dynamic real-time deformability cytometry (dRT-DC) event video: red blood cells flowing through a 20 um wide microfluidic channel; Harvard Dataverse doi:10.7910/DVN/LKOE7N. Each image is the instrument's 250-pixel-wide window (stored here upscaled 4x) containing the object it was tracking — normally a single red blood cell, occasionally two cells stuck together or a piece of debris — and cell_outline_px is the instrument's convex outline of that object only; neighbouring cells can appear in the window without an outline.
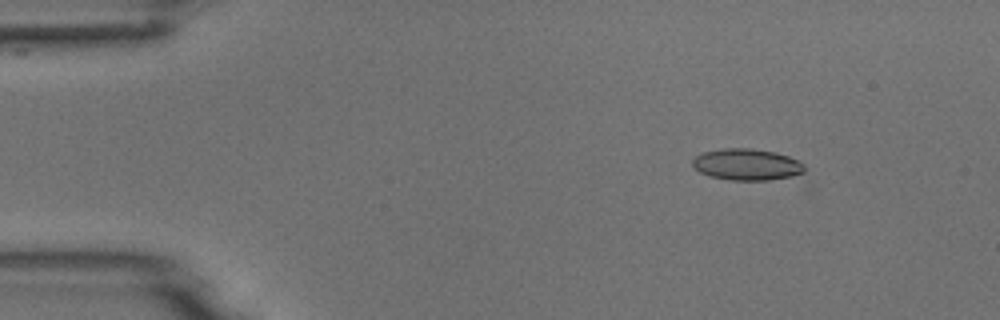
{"species": "common noctule bat (a hibernating species)", "species_latin": "Nyctalus noctula", "temperature_condition": "room temperature", "stored_images_in_passage": 5, "camera_frame_rate_fps": 3000, "um_per_image_px": 0.085, "animal": {"sex": "male", "body_mass_g": 18.8}, "frame": {"image": 1, "passage_image": 2, "time_ms": 0.333, "image_size_px": [1000, 320], "cell_outline_px": [[804, 172], [792, 176], [768, 180], [732, 180], [708, 176], [692, 168], [692, 160], [696, 156], [704, 152], [720, 148], [752, 148], [776, 152], [788, 156], [804, 164]], "centroid_in_image_um": [63.44, 13.98], "position_along_channel_um": 21.6, "area_um2": 20.63}}
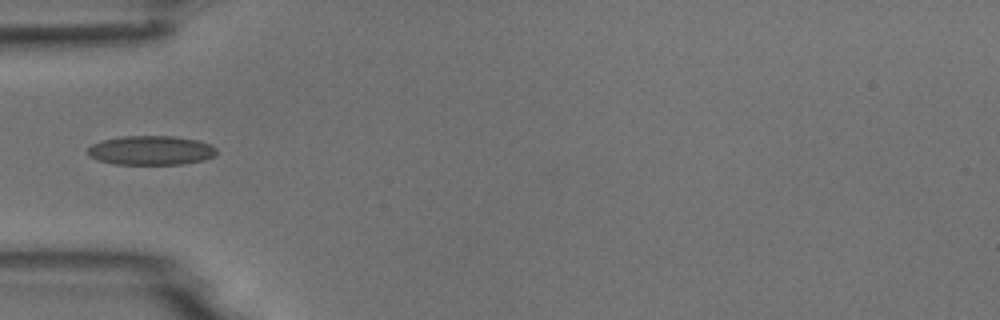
{"frame": {"image": 2, "passage_image": 4, "time_ms": 1.0, "image_size_px": [1000, 320], "cell_outline_px": [[216, 156], [204, 160], [184, 164], [116, 164], [100, 160], [88, 156], [88, 148], [92, 144], [100, 140], [124, 136], [172, 136], [200, 140], [212, 144], [216, 148]], "centroid_in_image_um": [12.88, 12.77], "position_along_channel_um": 72.1, "area_um2": 22.14}}